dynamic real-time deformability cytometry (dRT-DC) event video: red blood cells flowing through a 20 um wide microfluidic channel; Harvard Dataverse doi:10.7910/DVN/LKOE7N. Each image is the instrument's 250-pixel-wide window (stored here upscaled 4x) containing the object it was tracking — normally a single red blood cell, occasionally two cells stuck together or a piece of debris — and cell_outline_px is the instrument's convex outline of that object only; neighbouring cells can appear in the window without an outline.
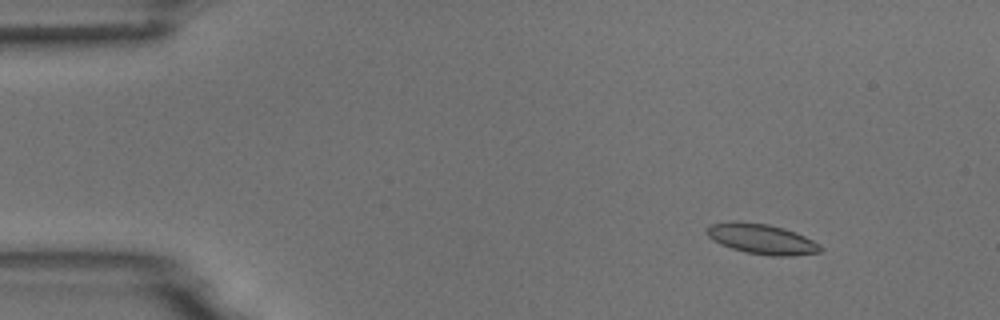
{"species": "common noctule bat (a hibernating species)", "species_latin": "Nyctalus noctula", "temperature_condition": "room temperature", "stored_images_in_passage": 4, "camera_frame_rate_fps": 3000, "um_per_image_px": 0.085, "animal": {"sex": "male", "body_mass_g": 18.8}, "frame": {"image": 1, "passage_image": 1, "time_ms": 0.0, "image_size_px": [1000, 320], "cell_outline_px": [[824, 248], [820, 252], [792, 256], [772, 256], [748, 252], [732, 248], [720, 244], [712, 240], [704, 232], [712, 224], [732, 220], [736, 220], [768, 224], [784, 228], [796, 232], [820, 244]], "centroid_in_image_um": [64.74, 20.3], "position_along_channel_um": 20.3, "area_um2": 20.11}}
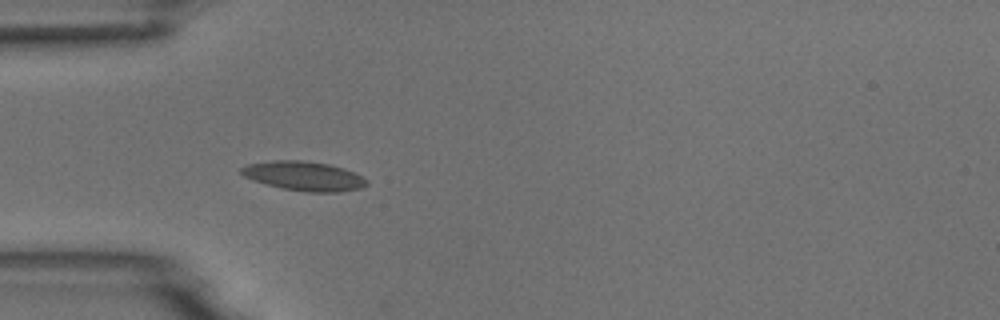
{"frame": {"image": 2, "passage_image": 4, "time_ms": 3.333, "image_size_px": [1000, 320], "cell_outline_px": [[368, 184], [360, 188], [340, 192], [308, 192], [284, 188], [252, 180], [244, 176], [240, 172], [240, 168], [248, 164], [276, 160], [300, 160], [328, 164], [344, 168], [364, 176], [368, 180]], "centroid_in_image_um": [25.87, 14.96], "position_along_channel_um": 59.1, "area_um2": 21.33}}